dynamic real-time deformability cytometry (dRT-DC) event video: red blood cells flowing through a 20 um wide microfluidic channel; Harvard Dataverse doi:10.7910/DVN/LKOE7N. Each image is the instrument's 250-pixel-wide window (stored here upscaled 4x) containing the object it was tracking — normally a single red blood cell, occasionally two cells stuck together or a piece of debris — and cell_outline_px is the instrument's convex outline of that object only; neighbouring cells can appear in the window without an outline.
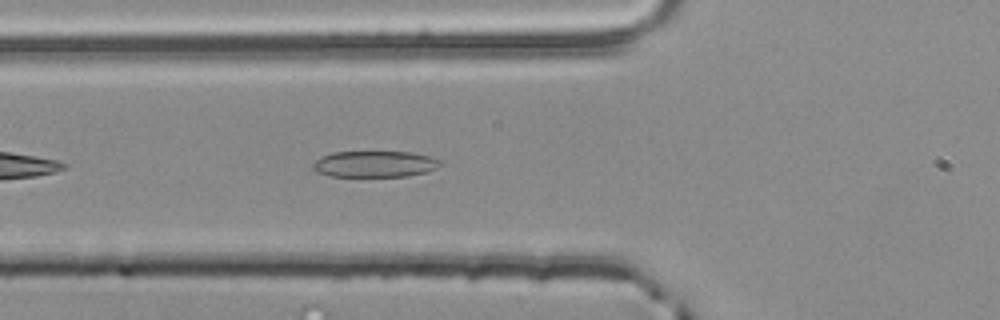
{"species": "common noctule bat (a hibernating species)", "species_latin": "Nyctalus noctula", "temperature_condition": "room temperature", "stored_images_in_passage": 40, "camera_frame_rate_fps": 3000, "um_per_image_px": 0.085, "animal": {"sex": "male", "body_mass_g": 20.4}, "frame": {"image": 1, "passage_image": 5, "time_ms": 1.333, "image_size_px": [1000, 320], "cell_outline_px": [[444, 164], [428, 172], [408, 176], [332, 176], [316, 172], [312, 168], [312, 164], [320, 156], [332, 152], [412, 152], [428, 156], [440, 160]], "centroid_in_image_um": [31.86, 13.94], "position_along_channel_um": 93.9, "area_um2": 19.59}}
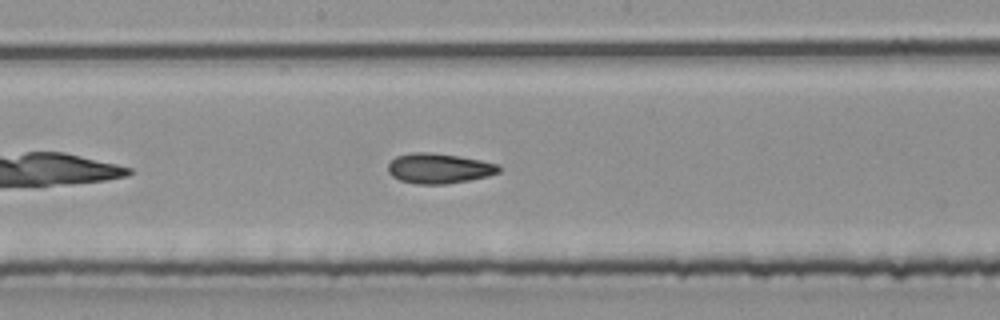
{"frame": {"image": 2, "passage_image": 14, "time_ms": 4.333, "image_size_px": [1000, 320], "cell_outline_px": [[500, 172], [488, 176], [468, 180], [444, 184], [416, 184], [400, 180], [392, 176], [388, 172], [388, 164], [396, 156], [412, 152], [428, 152], [456, 156], [480, 160], [500, 164]], "centroid_in_image_um": [37.31, 14.31], "position_along_channel_um": 210.9, "area_um2": 19.36}}
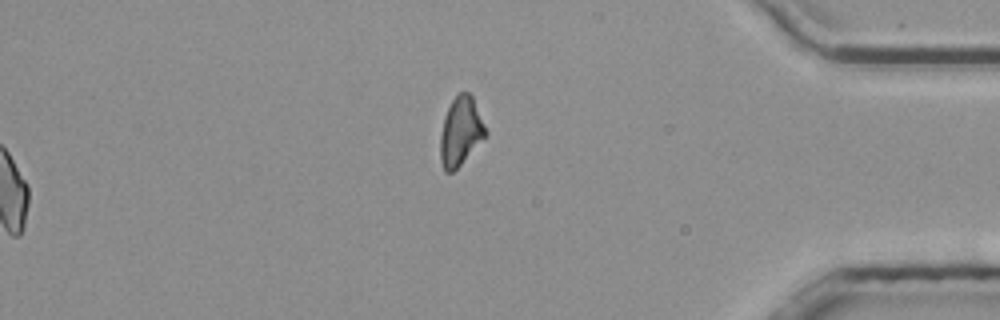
{"frame": {"image": 3, "passage_image": 40, "time_ms": 13.0, "image_size_px": [1000, 320], "cell_outline_px": [[488, 136], [452, 172], [444, 172], [440, 160], [440, 136], [444, 116], [452, 100], [460, 92], [468, 92], [472, 96], [488, 132]], "centroid_in_image_um": [39.16, 11.18], "position_along_channel_um": 396.0, "area_um2": 18.15}, "authors_computed_cell_mechanics": {"area_um2": 18.9006, "velocity_mm_per_s": 3.8852, "shape_relaxation_time_tau1_ms": 4.6129, "shape_relaxation_time_tau2_ms": 3.0388, "deformation_change_tau1": 0.1309, "deformation_change_tau2": 0.0913}}